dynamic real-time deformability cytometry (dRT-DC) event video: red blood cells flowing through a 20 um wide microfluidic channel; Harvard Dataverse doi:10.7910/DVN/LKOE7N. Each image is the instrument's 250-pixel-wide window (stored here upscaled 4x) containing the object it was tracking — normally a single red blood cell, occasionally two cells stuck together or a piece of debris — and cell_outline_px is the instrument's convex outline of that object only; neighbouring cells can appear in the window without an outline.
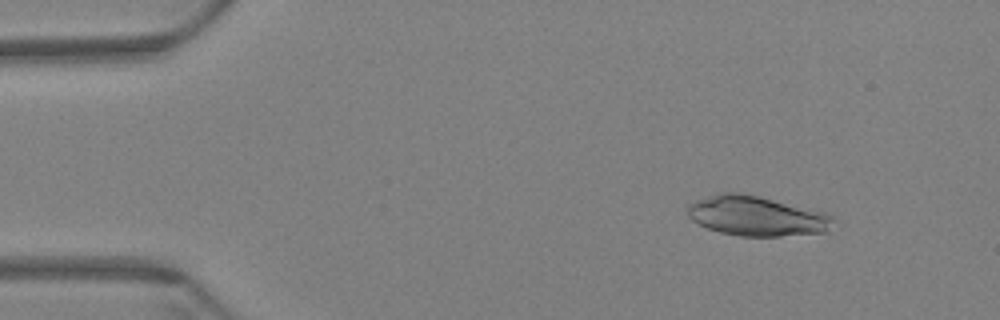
{"species": "Egyptian fruit bat (a non-hibernating species)", "species_latin": "Rousettus aegyptiacus", "temperature_condition": "warm", "stored_images_in_passage": 59, "camera_frame_rate_fps": 3000, "um_per_image_px": 0.085, "animal": {"sex": "female"}, "frame": {"image": 1, "passage_image": 7, "time_ms": 2.0, "image_size_px": [1000, 320], "cell_outline_px": [[832, 220], [824, 232], [780, 236], [740, 236], [720, 232], [708, 228], [692, 220], [688, 216], [688, 204], [696, 200], [720, 192], [744, 192], [828, 212], [832, 216]], "centroid_in_image_um": [64.29, 18.33], "position_along_channel_um": 20.7, "area_um2": 33.87}}
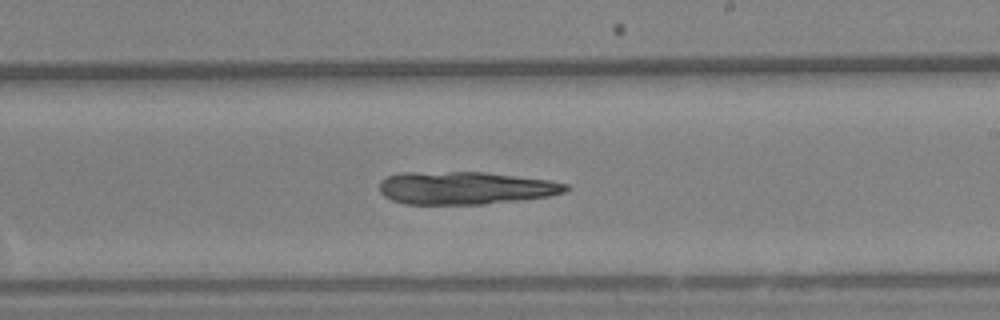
{"frame": {"image": 2, "passage_image": 35, "time_ms": 11.333, "image_size_px": [1000, 320], "cell_outline_px": [[568, 188], [564, 192], [548, 196], [524, 200], [484, 204], [404, 204], [392, 200], [384, 196], [380, 192], [380, 180], [388, 176], [400, 172], [484, 172], [548, 180], [568, 184]], "centroid_in_image_um": [39.52, 15.98], "position_along_channel_um": 249.5, "area_um2": 35.66}}
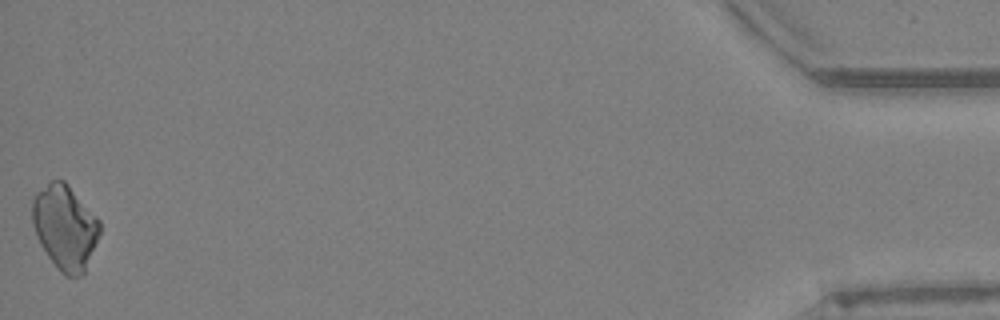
{"frame": {"image": 3, "passage_image": 59, "time_ms": 19.333, "image_size_px": [1000, 320], "cell_outline_px": [[100, 232], [84, 272], [80, 276], [64, 276], [48, 256], [40, 244], [36, 236], [32, 224], [32, 200], [36, 192], [52, 180], [64, 180], [68, 184], [100, 220]], "centroid_in_image_um": [5.5, 19.3], "position_along_channel_um": 429.7, "area_um2": 33.0}}